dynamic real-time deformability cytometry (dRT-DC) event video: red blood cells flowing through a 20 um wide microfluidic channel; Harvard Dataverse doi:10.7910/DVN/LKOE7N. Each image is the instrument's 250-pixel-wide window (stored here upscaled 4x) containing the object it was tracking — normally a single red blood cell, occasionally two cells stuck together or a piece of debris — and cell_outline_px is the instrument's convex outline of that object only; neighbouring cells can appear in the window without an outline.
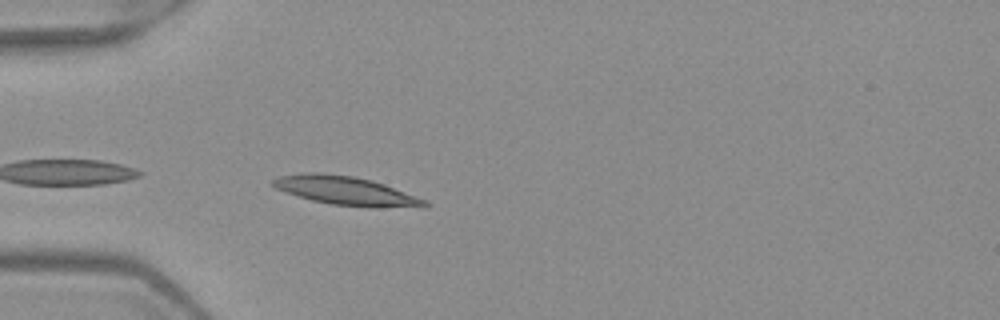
{"species": "Egyptian fruit bat (a non-hibernating species)", "species_latin": "Rousettus aegyptiacus", "temperature_condition": "warm", "stored_images_in_passage": 4, "camera_frame_rate_fps": 3000, "um_per_image_px": 0.085, "frame": {"image": 1, "passage_image": 4, "time_ms": 1.0, "image_size_px": [1000, 320], "cell_outline_px": [[428, 204], [424, 208], [368, 208], [332, 204], [312, 200], [276, 188], [272, 184], [272, 180], [280, 176], [304, 172], [316, 172], [352, 176], [372, 180], [384, 184], [424, 200]], "centroid_in_image_um": [29.44, 16.23], "position_along_channel_um": 55.6, "area_um2": 25.26}}